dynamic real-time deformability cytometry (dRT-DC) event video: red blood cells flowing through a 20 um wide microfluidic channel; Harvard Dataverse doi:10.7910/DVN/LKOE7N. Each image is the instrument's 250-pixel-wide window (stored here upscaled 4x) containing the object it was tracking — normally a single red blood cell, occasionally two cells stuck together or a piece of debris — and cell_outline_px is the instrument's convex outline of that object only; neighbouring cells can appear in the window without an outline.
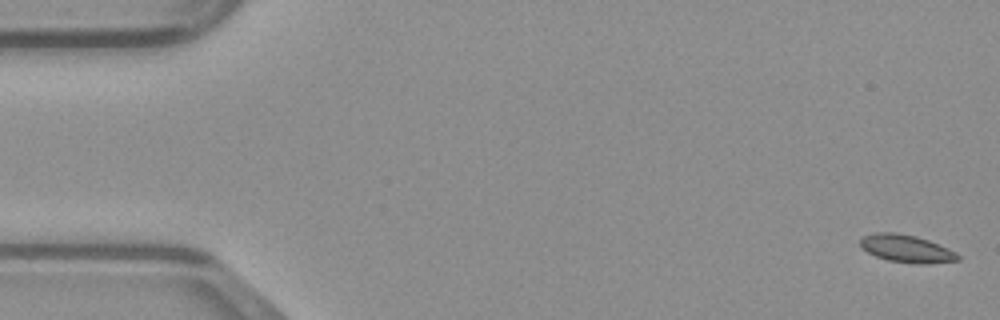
{"species": "common noctule bat (a hibernating species)", "species_latin": "Nyctalus noctula", "temperature_condition": "warm", "stored_images_in_passage": 48, "camera_frame_rate_fps": 3000, "um_per_image_px": 0.085, "animal": {"sex": "male", "body_mass_g": 23.1, "forearm_length_mm": 52.7}, "frame": {"image": 1, "passage_image": 1, "time_ms": 0.0, "image_size_px": [1000, 320], "cell_outline_px": [[960, 260], [924, 264], [916, 264], [888, 260], [876, 256], [860, 248], [860, 240], [864, 236], [876, 232], [896, 232], [916, 236], [928, 240], [948, 248], [956, 252], [960, 256]], "centroid_in_image_um": [77.05, 21.13], "position_along_channel_um": 8.0, "area_um2": 15.72}}
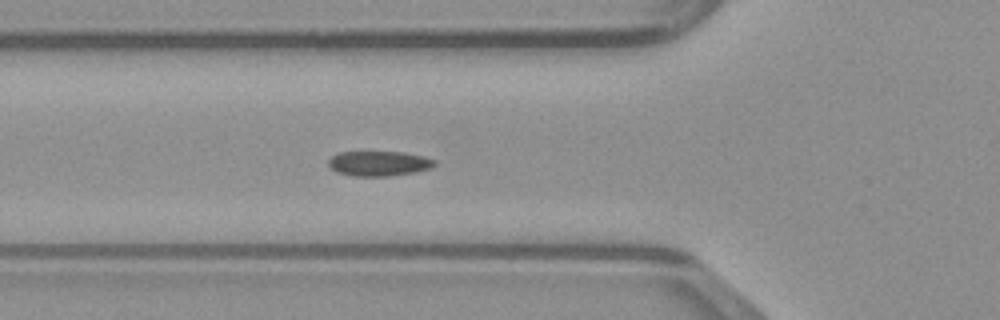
{"frame": {"image": 2, "passage_image": 17, "time_ms": 5.333, "image_size_px": [1000, 320], "cell_outline_px": [[436, 164], [428, 168], [416, 172], [388, 176], [352, 176], [336, 172], [328, 164], [328, 160], [332, 156], [340, 152], [404, 152], [424, 156], [436, 160]], "centroid_in_image_um": [32.2, 13.89], "position_along_channel_um": 93.6, "area_um2": 15.43}}
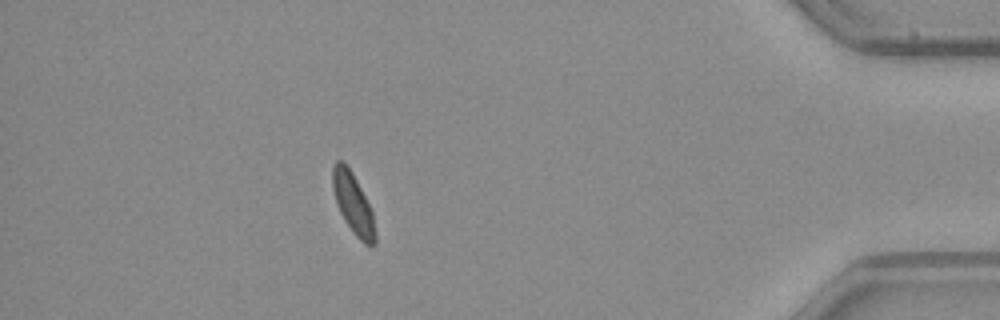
{"frame": {"image": 3, "passage_image": 43, "time_ms": 14.0, "image_size_px": [1000, 320], "cell_outline_px": [[376, 244], [364, 244], [352, 232], [344, 220], [336, 204], [332, 184], [332, 168], [336, 160], [344, 160], [352, 172], [372, 212], [376, 236]], "centroid_in_image_um": [29.98, 17.29], "position_along_channel_um": 405.2, "area_um2": 14.91}}